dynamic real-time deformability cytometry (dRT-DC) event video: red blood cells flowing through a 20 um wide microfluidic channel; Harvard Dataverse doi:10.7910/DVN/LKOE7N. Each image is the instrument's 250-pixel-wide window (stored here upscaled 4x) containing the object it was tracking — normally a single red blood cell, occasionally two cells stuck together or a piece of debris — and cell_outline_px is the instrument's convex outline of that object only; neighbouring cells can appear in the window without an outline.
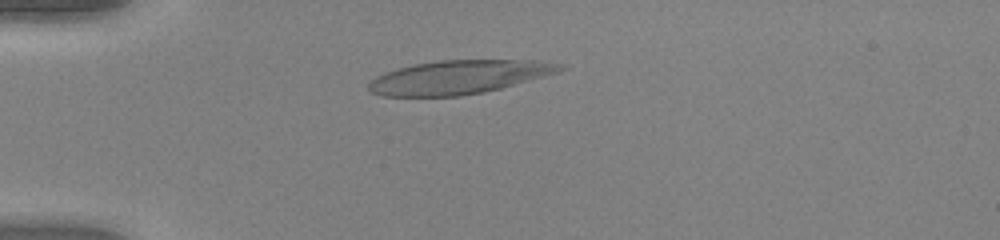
{"species": "human", "species_latin": "Homo sapiens", "temperature_condition": "warm", "stored_images_in_passage": 50, "camera_frame_rate_fps": 3000, "um_per_image_px": 0.085, "donor": {"sex": "female"}, "frame": {"image": 1, "passage_image": 13, "time_ms": 4.0, "image_size_px": [1000, 240], "cell_outline_px": [[568, 68], [560, 72], [500, 88], [484, 92], [460, 96], [380, 96], [372, 92], [368, 88], [368, 84], [376, 76], [384, 72], [396, 68], [412, 64], [440, 60], [532, 60], [564, 64]], "centroid_in_image_um": [39.01, 6.55], "position_along_channel_um": 46.0, "area_um2": 37.69}}
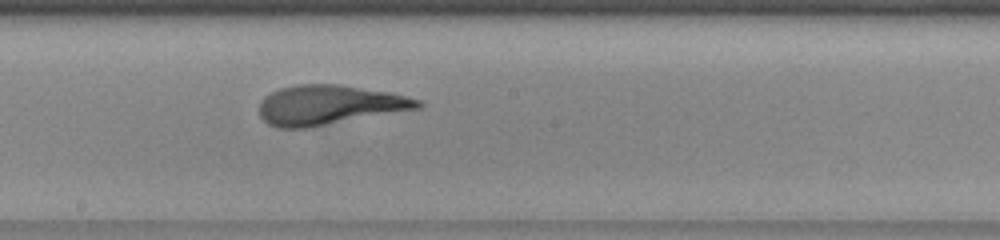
{"frame": {"image": 2, "passage_image": 28, "time_ms": 9.0, "image_size_px": [1000, 240], "cell_outline_px": [[424, 108], [308, 128], [276, 128], [268, 124], [260, 116], [260, 104], [264, 96], [280, 88], [300, 84], [340, 84], [388, 92], [408, 96], [420, 100], [424, 104]], "centroid_in_image_um": [28.03, 8.93], "position_along_channel_um": 220.2, "area_um2": 36.93}}
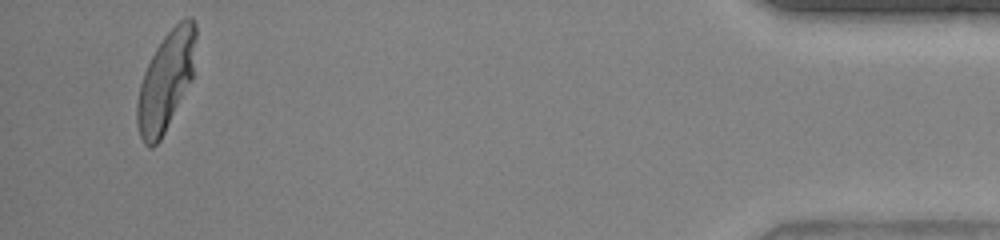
{"frame": {"image": 3, "passage_image": 48, "time_ms": 15.667, "image_size_px": [1000, 240], "cell_outline_px": [[196, 36], [192, 76], [160, 140], [152, 148], [148, 148], [144, 144], [140, 136], [136, 124], [136, 104], [140, 84], [144, 72], [156, 48], [164, 36], [184, 16], [192, 16], [196, 24]], "centroid_in_image_um": [14.07, 6.87], "position_along_channel_um": 421.1, "area_um2": 33.35}}